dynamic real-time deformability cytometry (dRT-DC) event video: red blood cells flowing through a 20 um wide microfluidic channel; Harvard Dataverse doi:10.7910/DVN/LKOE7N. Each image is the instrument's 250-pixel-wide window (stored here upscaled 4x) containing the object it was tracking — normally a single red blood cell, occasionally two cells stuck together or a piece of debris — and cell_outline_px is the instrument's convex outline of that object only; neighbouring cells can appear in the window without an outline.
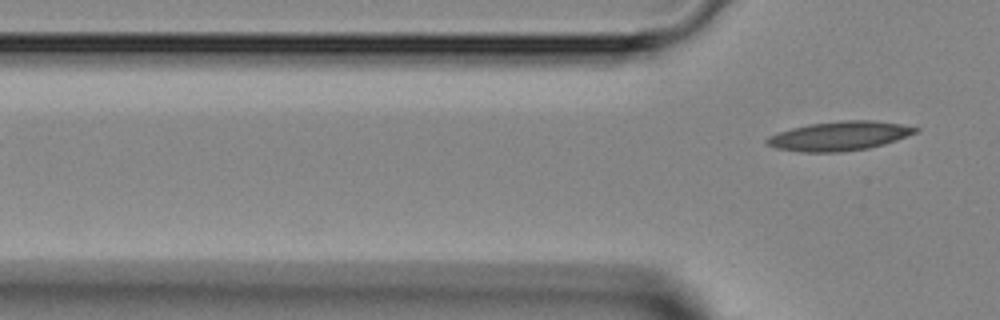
{"species": "Egyptian fruit bat (a non-hibernating species)", "species_latin": "Rousettus aegyptiacus", "temperature_condition": "room temperature", "stored_images_in_passage": 2, "camera_frame_rate_fps": 3000, "um_per_image_px": 0.085, "animal": {"sex": "female"}, "frame": {"image": 1, "passage_image": 2, "time_ms": 1.333, "image_size_px": [1000, 320], "cell_outline_px": [[920, 128], [916, 132], [896, 140], [884, 144], [868, 148], [844, 152], [800, 152], [776, 148], [768, 144], [764, 140], [768, 136], [792, 128], [808, 124], [844, 120], [872, 120], [900, 124]], "centroid_in_image_um": [71.33, 11.56], "position_along_channel_um": 54.5, "area_um2": 25.14}}